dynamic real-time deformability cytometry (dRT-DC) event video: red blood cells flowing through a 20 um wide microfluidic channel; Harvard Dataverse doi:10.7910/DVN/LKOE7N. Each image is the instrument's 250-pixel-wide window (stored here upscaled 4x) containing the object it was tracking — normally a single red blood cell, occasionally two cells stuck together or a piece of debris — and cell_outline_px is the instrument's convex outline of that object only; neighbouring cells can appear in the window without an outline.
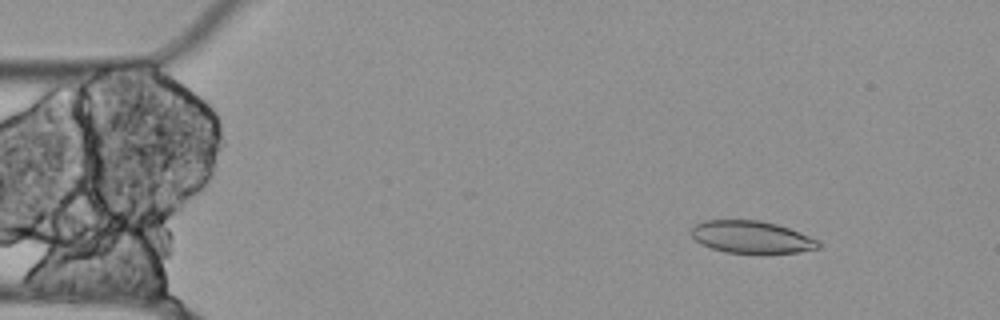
{"species": "Egyptian fruit bat (a non-hibernating species)", "species_latin": "Rousettus aegyptiacus", "temperature_condition": "cold", "stored_images_in_passage": 40, "camera_frame_rate_fps": 3000, "um_per_image_px": 0.085, "animal": {"sex": "female"}, "frame": {"image": 1, "passage_image": 1, "time_ms": 0.0, "image_size_px": [1000, 320], "cell_outline_px": [[820, 248], [800, 252], [764, 256], [760, 256], [724, 252], [700, 244], [692, 236], [692, 228], [696, 224], [704, 220], [760, 220], [776, 224], [788, 228], [820, 240]], "centroid_in_image_um": [63.93, 20.2], "position_along_channel_um": 21.1, "area_um2": 24.8}}
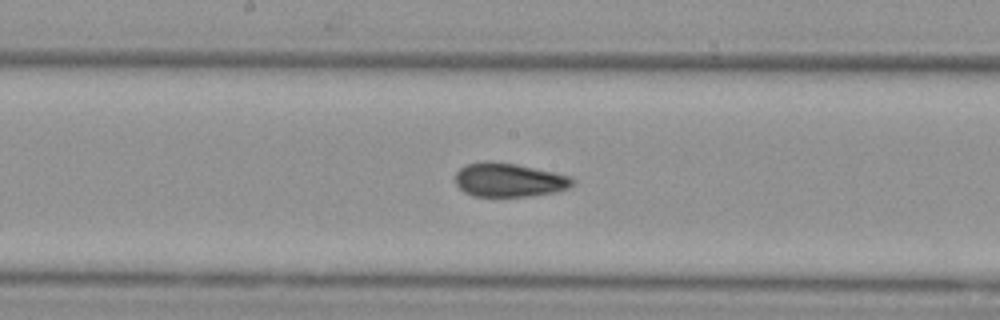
{"frame": {"image": 2, "passage_image": 22, "time_ms": 7.0, "image_size_px": [1000, 320], "cell_outline_px": [[576, 180], [568, 188], [556, 192], [524, 196], [472, 196], [464, 192], [456, 184], [456, 172], [464, 164], [484, 160], [516, 164], [572, 176]], "centroid_in_image_um": [43.25, 15.28], "position_along_channel_um": 205.0, "area_um2": 23.18}}
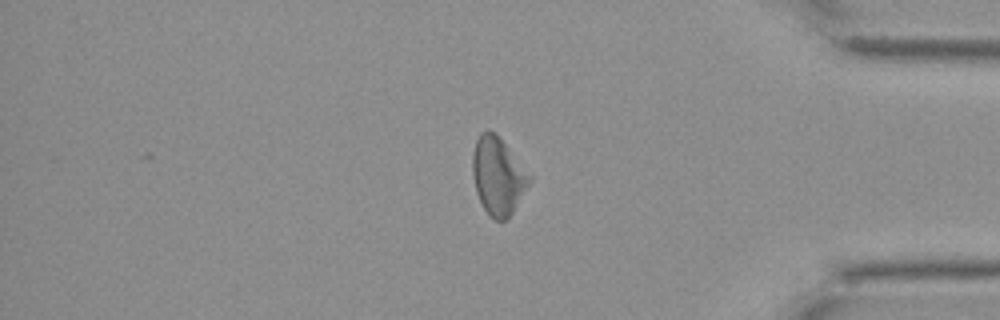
{"frame": {"image": 3, "passage_image": 40, "time_ms": 13.0, "image_size_px": [1000, 320], "cell_outline_px": [[528, 184], [512, 212], [504, 220], [496, 220], [484, 208], [476, 192], [472, 172], [472, 156], [476, 140], [480, 132], [496, 132], [528, 180]], "centroid_in_image_um": [42.22, 14.96], "position_along_channel_um": 393.0, "area_um2": 23.93}, "authors_computed_cell_mechanics": {"area_um2": 23.8425, "velocity_mm_per_s": 3.5477, "shape_relaxation_time_tau1_ms": null, "shape_relaxation_time_tau2_ms": 5.9663, "deformation_change_tau1": null, "deformation_change_tau2": 0.1668}}